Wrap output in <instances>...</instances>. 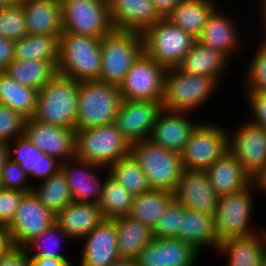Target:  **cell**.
Here are the masks:
<instances>
[{
	"instance_id": "1",
	"label": "cell",
	"mask_w": 266,
	"mask_h": 266,
	"mask_svg": "<svg viewBox=\"0 0 266 266\" xmlns=\"http://www.w3.org/2000/svg\"><path fill=\"white\" fill-rule=\"evenodd\" d=\"M221 87L212 77L189 74L179 67L167 68L164 77L163 109L197 114L203 106L207 108L211 105L213 96L221 94L218 93Z\"/></svg>"
},
{
	"instance_id": "2",
	"label": "cell",
	"mask_w": 266,
	"mask_h": 266,
	"mask_svg": "<svg viewBox=\"0 0 266 266\" xmlns=\"http://www.w3.org/2000/svg\"><path fill=\"white\" fill-rule=\"evenodd\" d=\"M259 195L253 180L245 188L219 197L214 214L218 243L229 238L250 236L263 229L258 223L253 222L257 215V209H255L257 203L255 201L258 202L259 199L256 197Z\"/></svg>"
},
{
	"instance_id": "3",
	"label": "cell",
	"mask_w": 266,
	"mask_h": 266,
	"mask_svg": "<svg viewBox=\"0 0 266 266\" xmlns=\"http://www.w3.org/2000/svg\"><path fill=\"white\" fill-rule=\"evenodd\" d=\"M79 89V81L56 74L38 91L32 119L75 129Z\"/></svg>"
},
{
	"instance_id": "4",
	"label": "cell",
	"mask_w": 266,
	"mask_h": 266,
	"mask_svg": "<svg viewBox=\"0 0 266 266\" xmlns=\"http://www.w3.org/2000/svg\"><path fill=\"white\" fill-rule=\"evenodd\" d=\"M101 38L62 32L57 74L75 81L99 80Z\"/></svg>"
},
{
	"instance_id": "5",
	"label": "cell",
	"mask_w": 266,
	"mask_h": 266,
	"mask_svg": "<svg viewBox=\"0 0 266 266\" xmlns=\"http://www.w3.org/2000/svg\"><path fill=\"white\" fill-rule=\"evenodd\" d=\"M121 101L119 86L99 80L81 81L75 130L114 123Z\"/></svg>"
},
{
	"instance_id": "6",
	"label": "cell",
	"mask_w": 266,
	"mask_h": 266,
	"mask_svg": "<svg viewBox=\"0 0 266 266\" xmlns=\"http://www.w3.org/2000/svg\"><path fill=\"white\" fill-rule=\"evenodd\" d=\"M131 145L115 123L75 130V158L108 168L130 154Z\"/></svg>"
},
{
	"instance_id": "7",
	"label": "cell",
	"mask_w": 266,
	"mask_h": 266,
	"mask_svg": "<svg viewBox=\"0 0 266 266\" xmlns=\"http://www.w3.org/2000/svg\"><path fill=\"white\" fill-rule=\"evenodd\" d=\"M99 81L119 86L143 51L142 33L112 30L101 38Z\"/></svg>"
},
{
	"instance_id": "8",
	"label": "cell",
	"mask_w": 266,
	"mask_h": 266,
	"mask_svg": "<svg viewBox=\"0 0 266 266\" xmlns=\"http://www.w3.org/2000/svg\"><path fill=\"white\" fill-rule=\"evenodd\" d=\"M130 153L146 175L150 189L174 193L184 170L179 153L146 139L131 145Z\"/></svg>"
},
{
	"instance_id": "9",
	"label": "cell",
	"mask_w": 266,
	"mask_h": 266,
	"mask_svg": "<svg viewBox=\"0 0 266 266\" xmlns=\"http://www.w3.org/2000/svg\"><path fill=\"white\" fill-rule=\"evenodd\" d=\"M215 121L203 119L190 133L180 153L184 169L206 170L228 151L227 126Z\"/></svg>"
},
{
	"instance_id": "10",
	"label": "cell",
	"mask_w": 266,
	"mask_h": 266,
	"mask_svg": "<svg viewBox=\"0 0 266 266\" xmlns=\"http://www.w3.org/2000/svg\"><path fill=\"white\" fill-rule=\"evenodd\" d=\"M142 37L144 53L166 69L178 67L197 40L167 18L148 27Z\"/></svg>"
},
{
	"instance_id": "11",
	"label": "cell",
	"mask_w": 266,
	"mask_h": 266,
	"mask_svg": "<svg viewBox=\"0 0 266 266\" xmlns=\"http://www.w3.org/2000/svg\"><path fill=\"white\" fill-rule=\"evenodd\" d=\"M227 5L229 4L226 3L224 6L221 4L212 13V15L206 21L200 36L197 38V41L209 48L220 51L225 56H227L234 64L238 62L237 59L238 57H240L242 58V60H240L242 63L244 59L243 56H247L245 54L247 51L245 47H247L248 45V43H245L247 42V39H245V35L240 32L243 31L242 28H244L245 26L243 24L244 21H240V19L238 18L239 15L237 13H235V15H232L231 11L234 10L232 9L234 7H227ZM225 7L226 9L231 8V11L225 10ZM237 21L242 22V25L240 24V22L238 23Z\"/></svg>"
},
{
	"instance_id": "12",
	"label": "cell",
	"mask_w": 266,
	"mask_h": 266,
	"mask_svg": "<svg viewBox=\"0 0 266 266\" xmlns=\"http://www.w3.org/2000/svg\"><path fill=\"white\" fill-rule=\"evenodd\" d=\"M228 128V150L252 180L266 167V129L248 119Z\"/></svg>"
},
{
	"instance_id": "13",
	"label": "cell",
	"mask_w": 266,
	"mask_h": 266,
	"mask_svg": "<svg viewBox=\"0 0 266 266\" xmlns=\"http://www.w3.org/2000/svg\"><path fill=\"white\" fill-rule=\"evenodd\" d=\"M63 32L97 38L109 34L108 0H60Z\"/></svg>"
},
{
	"instance_id": "14",
	"label": "cell",
	"mask_w": 266,
	"mask_h": 266,
	"mask_svg": "<svg viewBox=\"0 0 266 266\" xmlns=\"http://www.w3.org/2000/svg\"><path fill=\"white\" fill-rule=\"evenodd\" d=\"M165 72L164 66L143 52L119 85L122 99L162 102Z\"/></svg>"
},
{
	"instance_id": "15",
	"label": "cell",
	"mask_w": 266,
	"mask_h": 266,
	"mask_svg": "<svg viewBox=\"0 0 266 266\" xmlns=\"http://www.w3.org/2000/svg\"><path fill=\"white\" fill-rule=\"evenodd\" d=\"M54 219L55 215L42 205L32 191L25 193L12 222L7 226L14 247L23 248L54 224Z\"/></svg>"
},
{
	"instance_id": "16",
	"label": "cell",
	"mask_w": 266,
	"mask_h": 266,
	"mask_svg": "<svg viewBox=\"0 0 266 266\" xmlns=\"http://www.w3.org/2000/svg\"><path fill=\"white\" fill-rule=\"evenodd\" d=\"M162 111V102L122 99L114 123L132 145L149 138Z\"/></svg>"
},
{
	"instance_id": "17",
	"label": "cell",
	"mask_w": 266,
	"mask_h": 266,
	"mask_svg": "<svg viewBox=\"0 0 266 266\" xmlns=\"http://www.w3.org/2000/svg\"><path fill=\"white\" fill-rule=\"evenodd\" d=\"M76 244V266H109L120 259L114 220L104 219Z\"/></svg>"
},
{
	"instance_id": "18",
	"label": "cell",
	"mask_w": 266,
	"mask_h": 266,
	"mask_svg": "<svg viewBox=\"0 0 266 266\" xmlns=\"http://www.w3.org/2000/svg\"><path fill=\"white\" fill-rule=\"evenodd\" d=\"M61 170L73 201L98 204L105 177L109 174L107 168L73 158L63 162Z\"/></svg>"
},
{
	"instance_id": "19",
	"label": "cell",
	"mask_w": 266,
	"mask_h": 266,
	"mask_svg": "<svg viewBox=\"0 0 266 266\" xmlns=\"http://www.w3.org/2000/svg\"><path fill=\"white\" fill-rule=\"evenodd\" d=\"M203 255L177 238H154L135 259L137 266H199Z\"/></svg>"
},
{
	"instance_id": "20",
	"label": "cell",
	"mask_w": 266,
	"mask_h": 266,
	"mask_svg": "<svg viewBox=\"0 0 266 266\" xmlns=\"http://www.w3.org/2000/svg\"><path fill=\"white\" fill-rule=\"evenodd\" d=\"M34 146L60 162L75 158V129L27 119L24 129Z\"/></svg>"
},
{
	"instance_id": "21",
	"label": "cell",
	"mask_w": 266,
	"mask_h": 266,
	"mask_svg": "<svg viewBox=\"0 0 266 266\" xmlns=\"http://www.w3.org/2000/svg\"><path fill=\"white\" fill-rule=\"evenodd\" d=\"M174 199L189 211L214 215L219 196L205 170L184 169Z\"/></svg>"
},
{
	"instance_id": "22",
	"label": "cell",
	"mask_w": 266,
	"mask_h": 266,
	"mask_svg": "<svg viewBox=\"0 0 266 266\" xmlns=\"http://www.w3.org/2000/svg\"><path fill=\"white\" fill-rule=\"evenodd\" d=\"M192 113L164 110L158 116L148 140L167 150L181 153L190 133L203 120Z\"/></svg>"
},
{
	"instance_id": "23",
	"label": "cell",
	"mask_w": 266,
	"mask_h": 266,
	"mask_svg": "<svg viewBox=\"0 0 266 266\" xmlns=\"http://www.w3.org/2000/svg\"><path fill=\"white\" fill-rule=\"evenodd\" d=\"M7 149L8 158L19 164L29 176L32 186L61 170L62 162L39 150L24 135L9 142Z\"/></svg>"
},
{
	"instance_id": "24",
	"label": "cell",
	"mask_w": 266,
	"mask_h": 266,
	"mask_svg": "<svg viewBox=\"0 0 266 266\" xmlns=\"http://www.w3.org/2000/svg\"><path fill=\"white\" fill-rule=\"evenodd\" d=\"M108 10L114 30L143 33L162 19L151 0H108Z\"/></svg>"
},
{
	"instance_id": "25",
	"label": "cell",
	"mask_w": 266,
	"mask_h": 266,
	"mask_svg": "<svg viewBox=\"0 0 266 266\" xmlns=\"http://www.w3.org/2000/svg\"><path fill=\"white\" fill-rule=\"evenodd\" d=\"M246 237L229 238L218 244L216 254L225 257L226 266H265L266 225Z\"/></svg>"
},
{
	"instance_id": "26",
	"label": "cell",
	"mask_w": 266,
	"mask_h": 266,
	"mask_svg": "<svg viewBox=\"0 0 266 266\" xmlns=\"http://www.w3.org/2000/svg\"><path fill=\"white\" fill-rule=\"evenodd\" d=\"M232 64L223 53L196 40L178 67L189 74L212 77L222 86V83H226V77L231 75L230 71H234Z\"/></svg>"
},
{
	"instance_id": "27",
	"label": "cell",
	"mask_w": 266,
	"mask_h": 266,
	"mask_svg": "<svg viewBox=\"0 0 266 266\" xmlns=\"http://www.w3.org/2000/svg\"><path fill=\"white\" fill-rule=\"evenodd\" d=\"M54 223L76 243L99 225L104 217L98 204L72 201L55 215Z\"/></svg>"
},
{
	"instance_id": "28",
	"label": "cell",
	"mask_w": 266,
	"mask_h": 266,
	"mask_svg": "<svg viewBox=\"0 0 266 266\" xmlns=\"http://www.w3.org/2000/svg\"><path fill=\"white\" fill-rule=\"evenodd\" d=\"M29 35H61L62 5L60 0H24L20 2Z\"/></svg>"
},
{
	"instance_id": "29",
	"label": "cell",
	"mask_w": 266,
	"mask_h": 266,
	"mask_svg": "<svg viewBox=\"0 0 266 266\" xmlns=\"http://www.w3.org/2000/svg\"><path fill=\"white\" fill-rule=\"evenodd\" d=\"M177 239L191 244L200 253L204 252V249H208V251L211 249L213 250L211 252L215 253L219 243L217 242L214 215L185 209L180 214Z\"/></svg>"
},
{
	"instance_id": "30",
	"label": "cell",
	"mask_w": 266,
	"mask_h": 266,
	"mask_svg": "<svg viewBox=\"0 0 266 266\" xmlns=\"http://www.w3.org/2000/svg\"><path fill=\"white\" fill-rule=\"evenodd\" d=\"M205 172L219 197L239 191L253 181L229 150Z\"/></svg>"
},
{
	"instance_id": "31",
	"label": "cell",
	"mask_w": 266,
	"mask_h": 266,
	"mask_svg": "<svg viewBox=\"0 0 266 266\" xmlns=\"http://www.w3.org/2000/svg\"><path fill=\"white\" fill-rule=\"evenodd\" d=\"M226 1L183 0L172 10L167 19L197 39L208 18Z\"/></svg>"
},
{
	"instance_id": "32",
	"label": "cell",
	"mask_w": 266,
	"mask_h": 266,
	"mask_svg": "<svg viewBox=\"0 0 266 266\" xmlns=\"http://www.w3.org/2000/svg\"><path fill=\"white\" fill-rule=\"evenodd\" d=\"M116 225L120 259H136L140 251L153 241L152 229L128 215L113 219Z\"/></svg>"
},
{
	"instance_id": "33",
	"label": "cell",
	"mask_w": 266,
	"mask_h": 266,
	"mask_svg": "<svg viewBox=\"0 0 266 266\" xmlns=\"http://www.w3.org/2000/svg\"><path fill=\"white\" fill-rule=\"evenodd\" d=\"M60 35H26L14 41V59H37L58 67Z\"/></svg>"
},
{
	"instance_id": "34",
	"label": "cell",
	"mask_w": 266,
	"mask_h": 266,
	"mask_svg": "<svg viewBox=\"0 0 266 266\" xmlns=\"http://www.w3.org/2000/svg\"><path fill=\"white\" fill-rule=\"evenodd\" d=\"M173 200L172 192L150 189L134 196L128 216L153 229Z\"/></svg>"
},
{
	"instance_id": "35",
	"label": "cell",
	"mask_w": 266,
	"mask_h": 266,
	"mask_svg": "<svg viewBox=\"0 0 266 266\" xmlns=\"http://www.w3.org/2000/svg\"><path fill=\"white\" fill-rule=\"evenodd\" d=\"M4 73L21 85L39 91L57 74V68L52 63L42 60L20 61L14 59Z\"/></svg>"
},
{
	"instance_id": "36",
	"label": "cell",
	"mask_w": 266,
	"mask_h": 266,
	"mask_svg": "<svg viewBox=\"0 0 266 266\" xmlns=\"http://www.w3.org/2000/svg\"><path fill=\"white\" fill-rule=\"evenodd\" d=\"M37 95L36 89L23 86L0 72V104L30 119L36 109Z\"/></svg>"
},
{
	"instance_id": "37",
	"label": "cell",
	"mask_w": 266,
	"mask_h": 266,
	"mask_svg": "<svg viewBox=\"0 0 266 266\" xmlns=\"http://www.w3.org/2000/svg\"><path fill=\"white\" fill-rule=\"evenodd\" d=\"M32 192L53 215H56L73 201L68 182L62 170L33 185Z\"/></svg>"
},
{
	"instance_id": "38",
	"label": "cell",
	"mask_w": 266,
	"mask_h": 266,
	"mask_svg": "<svg viewBox=\"0 0 266 266\" xmlns=\"http://www.w3.org/2000/svg\"><path fill=\"white\" fill-rule=\"evenodd\" d=\"M255 37H258L257 42H254L256 46H253L254 48L251 51L248 49L249 44L247 45L248 51L246 52L249 53V58L246 57V59L249 60L245 61L246 59H244V64L247 63L246 68L244 66V70L240 71L245 74L240 75L242 80L238 86L240 87V84L243 86H241L242 89H239L243 92L266 91V42L257 35Z\"/></svg>"
},
{
	"instance_id": "39",
	"label": "cell",
	"mask_w": 266,
	"mask_h": 266,
	"mask_svg": "<svg viewBox=\"0 0 266 266\" xmlns=\"http://www.w3.org/2000/svg\"><path fill=\"white\" fill-rule=\"evenodd\" d=\"M133 199L134 195L122 184L109 174L105 177L98 202L104 219L113 220L128 215Z\"/></svg>"
},
{
	"instance_id": "40",
	"label": "cell",
	"mask_w": 266,
	"mask_h": 266,
	"mask_svg": "<svg viewBox=\"0 0 266 266\" xmlns=\"http://www.w3.org/2000/svg\"><path fill=\"white\" fill-rule=\"evenodd\" d=\"M71 241L72 240L54 223L41 235L27 243L23 249L31 260L34 257L70 258V255L63 253L66 251L63 247L68 242L76 246V244L73 242L71 243Z\"/></svg>"
},
{
	"instance_id": "41",
	"label": "cell",
	"mask_w": 266,
	"mask_h": 266,
	"mask_svg": "<svg viewBox=\"0 0 266 266\" xmlns=\"http://www.w3.org/2000/svg\"><path fill=\"white\" fill-rule=\"evenodd\" d=\"M107 169L109 175L134 196L150 190L145 173L131 153L111 164Z\"/></svg>"
},
{
	"instance_id": "42",
	"label": "cell",
	"mask_w": 266,
	"mask_h": 266,
	"mask_svg": "<svg viewBox=\"0 0 266 266\" xmlns=\"http://www.w3.org/2000/svg\"><path fill=\"white\" fill-rule=\"evenodd\" d=\"M28 35L26 19L20 2L0 10V36L12 41Z\"/></svg>"
},
{
	"instance_id": "43",
	"label": "cell",
	"mask_w": 266,
	"mask_h": 266,
	"mask_svg": "<svg viewBox=\"0 0 266 266\" xmlns=\"http://www.w3.org/2000/svg\"><path fill=\"white\" fill-rule=\"evenodd\" d=\"M27 118L0 104V143L7 145L15 138L24 135Z\"/></svg>"
},
{
	"instance_id": "44",
	"label": "cell",
	"mask_w": 266,
	"mask_h": 266,
	"mask_svg": "<svg viewBox=\"0 0 266 266\" xmlns=\"http://www.w3.org/2000/svg\"><path fill=\"white\" fill-rule=\"evenodd\" d=\"M0 187L10 190L31 192L32 184L25 171L10 158H7L3 164L0 174Z\"/></svg>"
},
{
	"instance_id": "45",
	"label": "cell",
	"mask_w": 266,
	"mask_h": 266,
	"mask_svg": "<svg viewBox=\"0 0 266 266\" xmlns=\"http://www.w3.org/2000/svg\"><path fill=\"white\" fill-rule=\"evenodd\" d=\"M184 210L185 208L174 199L152 229L153 238H177L180 214Z\"/></svg>"
},
{
	"instance_id": "46",
	"label": "cell",
	"mask_w": 266,
	"mask_h": 266,
	"mask_svg": "<svg viewBox=\"0 0 266 266\" xmlns=\"http://www.w3.org/2000/svg\"><path fill=\"white\" fill-rule=\"evenodd\" d=\"M245 104L249 114L244 118L248 119L251 123L266 129V91L258 92H242Z\"/></svg>"
},
{
	"instance_id": "47",
	"label": "cell",
	"mask_w": 266,
	"mask_h": 266,
	"mask_svg": "<svg viewBox=\"0 0 266 266\" xmlns=\"http://www.w3.org/2000/svg\"><path fill=\"white\" fill-rule=\"evenodd\" d=\"M26 192L0 187V225L8 226Z\"/></svg>"
},
{
	"instance_id": "48",
	"label": "cell",
	"mask_w": 266,
	"mask_h": 266,
	"mask_svg": "<svg viewBox=\"0 0 266 266\" xmlns=\"http://www.w3.org/2000/svg\"><path fill=\"white\" fill-rule=\"evenodd\" d=\"M0 266H32V261L23 248H13L0 258Z\"/></svg>"
},
{
	"instance_id": "49",
	"label": "cell",
	"mask_w": 266,
	"mask_h": 266,
	"mask_svg": "<svg viewBox=\"0 0 266 266\" xmlns=\"http://www.w3.org/2000/svg\"><path fill=\"white\" fill-rule=\"evenodd\" d=\"M14 60V41L0 36V72Z\"/></svg>"
},
{
	"instance_id": "50",
	"label": "cell",
	"mask_w": 266,
	"mask_h": 266,
	"mask_svg": "<svg viewBox=\"0 0 266 266\" xmlns=\"http://www.w3.org/2000/svg\"><path fill=\"white\" fill-rule=\"evenodd\" d=\"M75 259L71 258H51V257H34L32 266H75Z\"/></svg>"
},
{
	"instance_id": "51",
	"label": "cell",
	"mask_w": 266,
	"mask_h": 266,
	"mask_svg": "<svg viewBox=\"0 0 266 266\" xmlns=\"http://www.w3.org/2000/svg\"><path fill=\"white\" fill-rule=\"evenodd\" d=\"M14 247L8 227L0 225V258L7 255Z\"/></svg>"
},
{
	"instance_id": "52",
	"label": "cell",
	"mask_w": 266,
	"mask_h": 266,
	"mask_svg": "<svg viewBox=\"0 0 266 266\" xmlns=\"http://www.w3.org/2000/svg\"><path fill=\"white\" fill-rule=\"evenodd\" d=\"M155 6L157 13L162 18H167V16L172 12V10L183 0H151Z\"/></svg>"
},
{
	"instance_id": "53",
	"label": "cell",
	"mask_w": 266,
	"mask_h": 266,
	"mask_svg": "<svg viewBox=\"0 0 266 266\" xmlns=\"http://www.w3.org/2000/svg\"><path fill=\"white\" fill-rule=\"evenodd\" d=\"M257 17H254V22L256 19H259L257 23L255 22L256 26L259 25L256 29L259 31V37H261L266 42V14H254ZM259 23V24H258ZM261 31V32H260Z\"/></svg>"
},
{
	"instance_id": "54",
	"label": "cell",
	"mask_w": 266,
	"mask_h": 266,
	"mask_svg": "<svg viewBox=\"0 0 266 266\" xmlns=\"http://www.w3.org/2000/svg\"><path fill=\"white\" fill-rule=\"evenodd\" d=\"M254 182L258 188L260 196H266V167L265 169L255 178ZM262 194V195H261Z\"/></svg>"
},
{
	"instance_id": "55",
	"label": "cell",
	"mask_w": 266,
	"mask_h": 266,
	"mask_svg": "<svg viewBox=\"0 0 266 266\" xmlns=\"http://www.w3.org/2000/svg\"><path fill=\"white\" fill-rule=\"evenodd\" d=\"M252 5L253 6L251 7V9H253V7L255 9V11H253V13L256 12L258 14H266V0H256L254 2V4H252Z\"/></svg>"
},
{
	"instance_id": "56",
	"label": "cell",
	"mask_w": 266,
	"mask_h": 266,
	"mask_svg": "<svg viewBox=\"0 0 266 266\" xmlns=\"http://www.w3.org/2000/svg\"><path fill=\"white\" fill-rule=\"evenodd\" d=\"M8 158L7 145L0 143V174L5 160Z\"/></svg>"
},
{
	"instance_id": "57",
	"label": "cell",
	"mask_w": 266,
	"mask_h": 266,
	"mask_svg": "<svg viewBox=\"0 0 266 266\" xmlns=\"http://www.w3.org/2000/svg\"><path fill=\"white\" fill-rule=\"evenodd\" d=\"M109 266H137V263L134 259H119Z\"/></svg>"
},
{
	"instance_id": "58",
	"label": "cell",
	"mask_w": 266,
	"mask_h": 266,
	"mask_svg": "<svg viewBox=\"0 0 266 266\" xmlns=\"http://www.w3.org/2000/svg\"><path fill=\"white\" fill-rule=\"evenodd\" d=\"M17 0H0V10L17 4Z\"/></svg>"
}]
</instances>
